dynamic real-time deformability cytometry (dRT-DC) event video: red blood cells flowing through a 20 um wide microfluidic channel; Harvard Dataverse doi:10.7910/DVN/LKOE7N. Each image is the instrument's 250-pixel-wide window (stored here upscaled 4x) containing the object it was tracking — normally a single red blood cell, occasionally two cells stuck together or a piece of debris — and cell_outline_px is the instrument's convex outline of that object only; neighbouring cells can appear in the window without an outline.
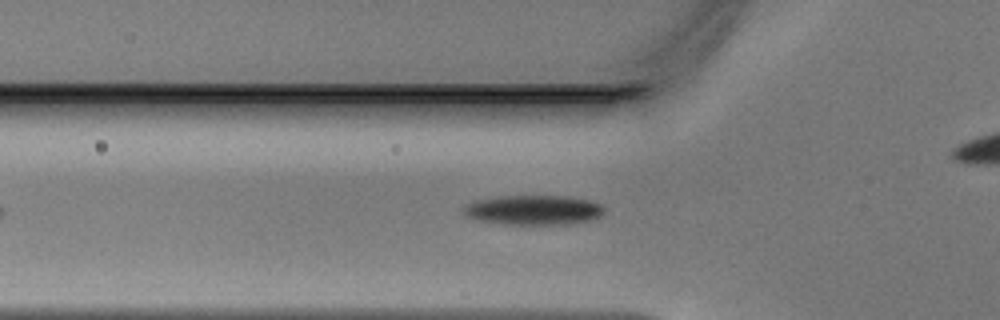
{"species": "Egyptian fruit bat (a non-hibernating species)", "species_latin": "Rousettus aegyptiacus", "temperature_condition": "warm", "stored_images_in_passage": 34, "camera_frame_rate_fps": 3000, "um_per_image_px": 0.085, "animal": {"sex": "male"}, "frame": {"image": 1, "passage_image": 5, "time_ms": 1.333, "image_size_px": [1000, 320], "cell_outline_px": [[604, 212], [600, 216], [592, 220], [564, 224], [504, 224], [476, 220], [464, 216], [464, 204], [476, 200], [496, 196], [560, 196], [588, 200], [600, 204], [604, 208]], "centroid_in_image_um": [45.29, 17.85], "position_along_channel_um": 80.5, "area_um2": 24.33}}
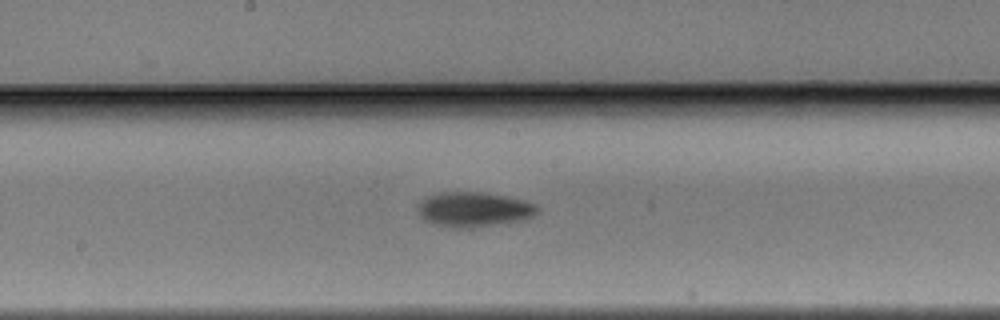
{"frame": {"image": 2, "passage_image": 14, "time_ms": 4.333, "image_size_px": [1000, 320], "cell_outline_px": [[540, 212], [524, 220], [468, 228], [456, 228], [432, 224], [424, 220], [416, 212], [416, 208], [428, 196], [440, 192], [484, 192], [524, 200], [536, 204], [540, 208]], "centroid_in_image_um": [40.28, 17.8], "position_along_channel_um": 207.9, "area_um2": 24.39}}
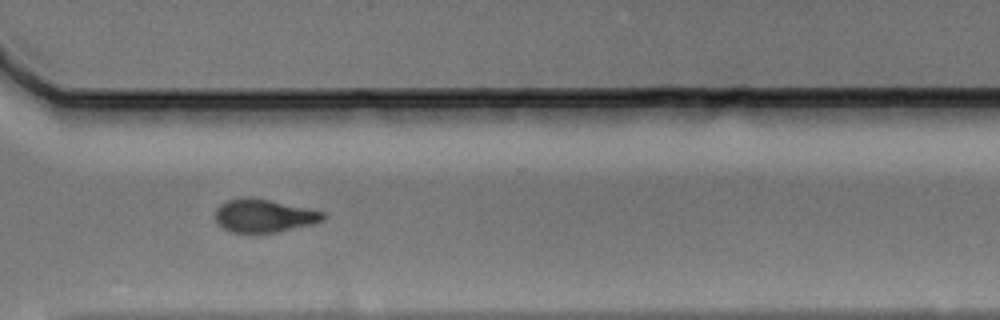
{"frame": {"image": 3, "passage_image": 24, "time_ms": 7.667, "image_size_px": [1000, 320], "cell_outline_px": [[324, 220], [312, 224], [276, 232], [232, 232], [216, 224], [216, 208], [220, 204], [228, 200], [268, 200], [324, 212]], "centroid_in_image_um": [22.43, 18.38], "position_along_channel_um": 348.2, "area_um2": 19.88}}